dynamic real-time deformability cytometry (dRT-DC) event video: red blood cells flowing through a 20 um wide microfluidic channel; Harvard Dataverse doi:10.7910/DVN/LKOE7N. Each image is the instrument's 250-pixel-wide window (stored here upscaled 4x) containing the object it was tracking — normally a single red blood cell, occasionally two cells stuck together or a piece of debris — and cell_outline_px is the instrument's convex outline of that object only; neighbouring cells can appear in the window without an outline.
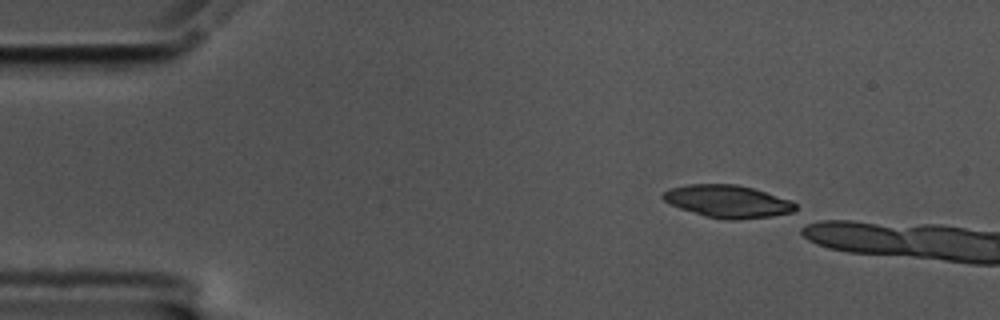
{"species": "common noctule bat (a hibernating species)", "species_latin": "Nyctalus noctula", "temperature_condition": "cold", "stored_images_in_passage": 6, "camera_frame_rate_fps": 3000, "um_per_image_px": 0.085, "animal": {"sex": "male", "body_mass_g": 17.5, "forearm_length_mm": 52.3}, "frame": {"image": 1, "passage_image": 1, "time_ms": 0.0, "image_size_px": [1000, 320], "cell_outline_px": [[796, 208], [792, 212], [772, 216], [736, 220], [728, 220], [704, 216], [680, 208], [664, 200], [660, 196], [668, 188], [688, 184], [736, 184], [752, 188], [792, 200], [796, 204]], "centroid_in_image_um": [61.84, 17.11], "position_along_channel_um": 23.2, "area_um2": 25.09}}